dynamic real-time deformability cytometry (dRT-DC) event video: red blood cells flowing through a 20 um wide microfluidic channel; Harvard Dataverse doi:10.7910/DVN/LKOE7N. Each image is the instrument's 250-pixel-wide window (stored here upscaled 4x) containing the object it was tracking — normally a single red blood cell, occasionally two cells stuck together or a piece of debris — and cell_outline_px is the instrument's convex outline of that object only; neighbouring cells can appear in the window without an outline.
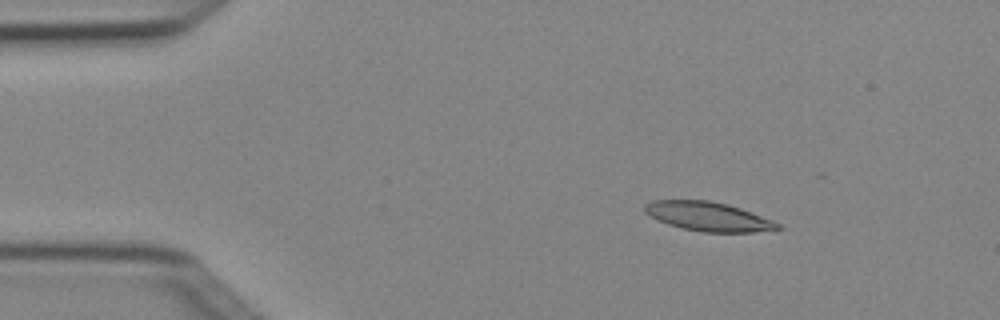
{"species": "Egyptian fruit bat (a non-hibernating species)", "species_latin": "Rousettus aegyptiacus", "temperature_condition": "cold", "stored_images_in_passage": 4, "camera_frame_rate_fps": 3000, "um_per_image_px": 0.085, "animal": {"sex": "female"}, "frame": {"image": 1, "passage_image": 2, "time_ms": 0.333, "image_size_px": [1000, 320], "cell_outline_px": [[784, 228], [752, 232], [704, 232], [684, 228], [668, 224], [656, 220], [644, 212], [644, 204], [652, 200], [708, 200], [728, 204], [740, 208], [772, 220], [780, 224]], "centroid_in_image_um": [60.17, 18.39], "position_along_channel_um": 24.8, "area_um2": 22.48}}
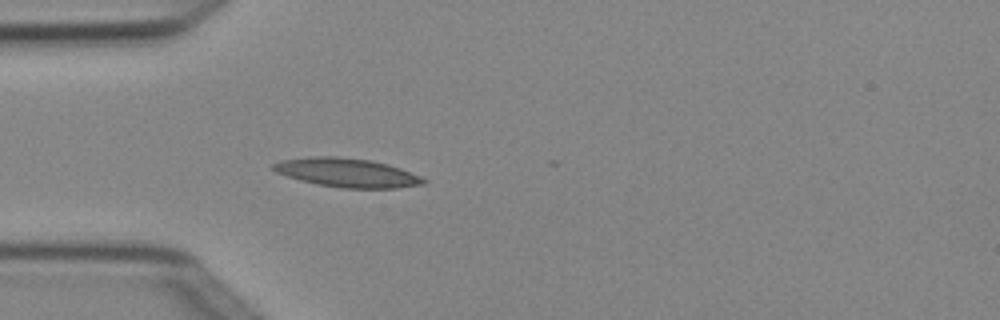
{"frame": {"image": 2, "passage_image": 4, "time_ms": 1.0, "image_size_px": [1000, 320], "cell_outline_px": [[428, 180], [424, 184], [396, 188], [344, 188], [320, 184], [300, 180], [276, 172], [272, 168], [272, 164], [280, 160], [312, 156], [336, 156], [372, 160], [388, 164], [400, 168], [420, 176]], "centroid_in_image_um": [29.51, 14.66], "position_along_channel_um": 55.5, "area_um2": 25.2}}